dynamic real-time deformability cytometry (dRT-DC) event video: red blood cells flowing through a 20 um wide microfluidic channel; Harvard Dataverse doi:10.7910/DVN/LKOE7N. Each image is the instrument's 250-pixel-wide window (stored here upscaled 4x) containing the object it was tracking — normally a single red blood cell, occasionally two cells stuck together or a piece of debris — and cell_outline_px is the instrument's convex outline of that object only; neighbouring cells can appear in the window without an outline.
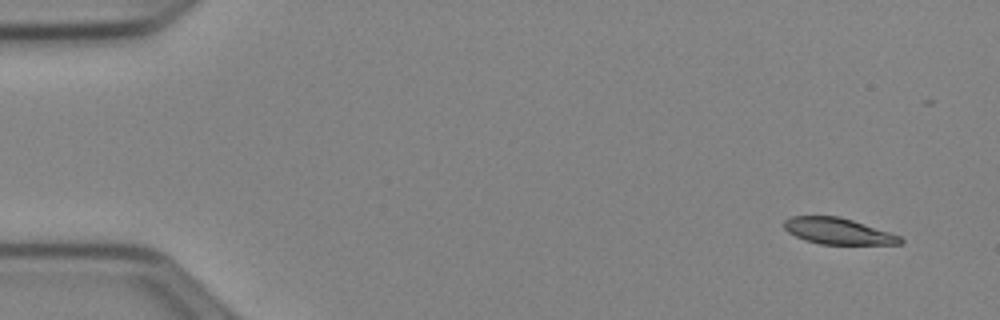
{"species": "Egyptian fruit bat (a non-hibernating species)", "species_latin": "Rousettus aegyptiacus", "temperature_condition": "cold", "stored_images_in_passage": 50, "camera_frame_rate_fps": 3000, "um_per_image_px": 0.085, "animal": {"sex": "female"}, "frame": {"image": 1, "passage_image": 1, "time_ms": 0.0, "image_size_px": [1000, 320], "cell_outline_px": [[904, 240], [900, 244], [820, 244], [804, 240], [788, 232], [784, 228], [784, 220], [792, 216], [840, 216], [900, 236]], "centroid_in_image_um": [71.2, 19.65], "position_along_channel_um": 13.8, "area_um2": 17.57}}
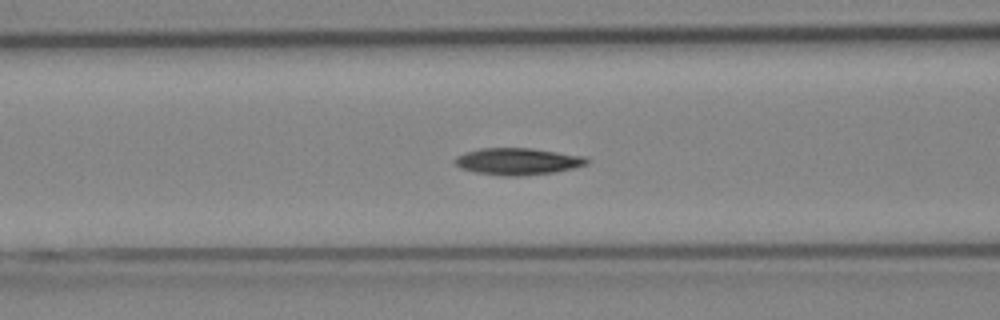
{"frame": {"image": 2, "passage_image": 19, "time_ms": 6.0, "image_size_px": [1000, 320], "cell_outline_px": [[588, 164], [556, 172], [520, 176], [504, 176], [476, 172], [460, 168], [452, 160], [456, 156], [464, 152], [480, 148], [532, 148], [584, 156], [588, 160]], "centroid_in_image_um": [43.97, 13.71], "position_along_channel_um": 122.6, "area_um2": 20.69}}
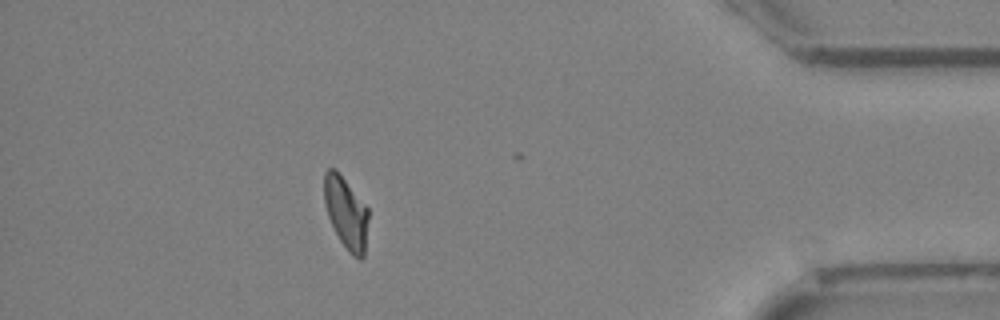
{"frame": {"image": 3, "passage_image": 44, "time_ms": 14.333, "image_size_px": [1000, 320], "cell_outline_px": [[368, 216], [364, 256], [360, 260], [352, 256], [348, 252], [340, 240], [328, 216], [324, 204], [324, 172], [328, 168], [336, 168], [368, 208]], "centroid_in_image_um": [29.4, 18.07], "position_along_channel_um": 405.8, "area_um2": 18.5}, "authors_computed_cell_mechanics": {"area_um2": 19.4786, "velocity_mm_per_s": 3.9326, "shape_relaxation_time_tau1_ms": 9.7151, "shape_relaxation_time_tau2_ms": 5.2522, "deformation_change_tau1": 0.1988, "deformation_change_tau2": 0.1083}}